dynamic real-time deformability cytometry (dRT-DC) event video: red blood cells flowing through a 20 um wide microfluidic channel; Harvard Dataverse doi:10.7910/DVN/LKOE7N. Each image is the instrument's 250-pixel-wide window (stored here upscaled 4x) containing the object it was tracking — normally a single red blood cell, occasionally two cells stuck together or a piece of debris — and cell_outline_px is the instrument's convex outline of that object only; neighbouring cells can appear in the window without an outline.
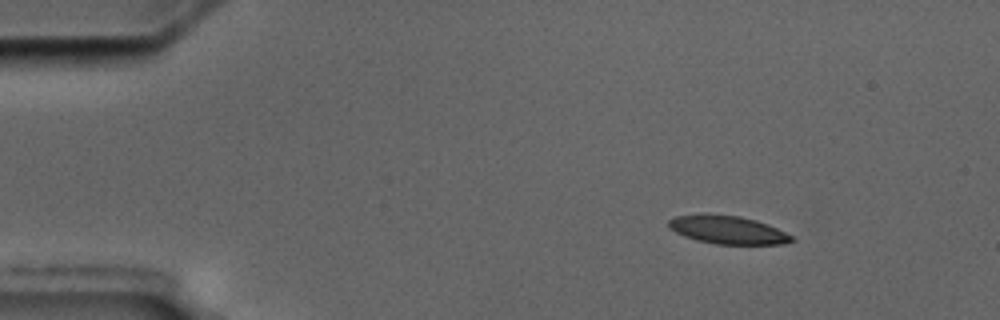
{"species": "common noctule bat (a hibernating species)", "species_latin": "Nyctalus noctula", "temperature_condition": "cold", "stored_images_in_passage": 9, "camera_frame_rate_fps": 3000, "um_per_image_px": 0.085, "animal": {"sex": "male", "body_mass_g": 17.5, "forearm_length_mm": 52.3}, "frame": {"image": 1, "passage_image": 2, "time_ms": 1.0, "image_size_px": [1000, 320], "cell_outline_px": [[796, 240], [784, 244], [716, 244], [696, 240], [684, 236], [668, 228], [668, 220], [676, 216], [740, 216], [756, 220], [768, 224], [792, 236]], "centroid_in_image_um": [61.9, 19.57], "position_along_channel_um": 23.1, "area_um2": 19.59}}
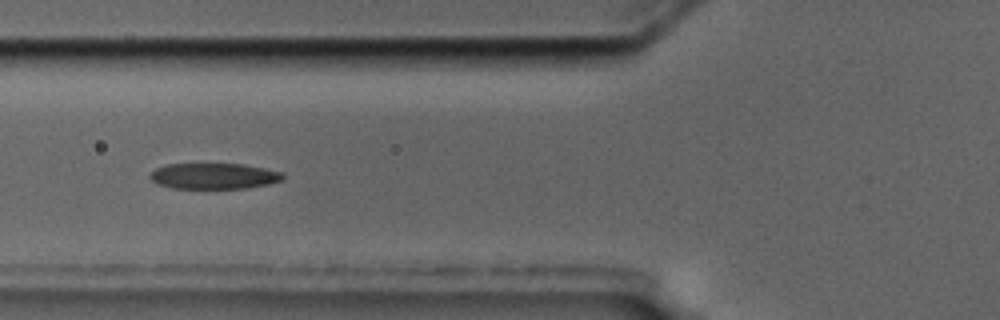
{"frame": {"image": 2, "passage_image": 6, "time_ms": 5.667, "image_size_px": [1000, 320], "cell_outline_px": [[284, 176], [280, 180], [268, 184], [248, 188], [172, 188], [156, 184], [148, 176], [156, 168], [168, 164], [244, 164], [284, 172]], "centroid_in_image_um": [18.17, 14.96], "position_along_channel_um": 107.6, "area_um2": 20.0}}
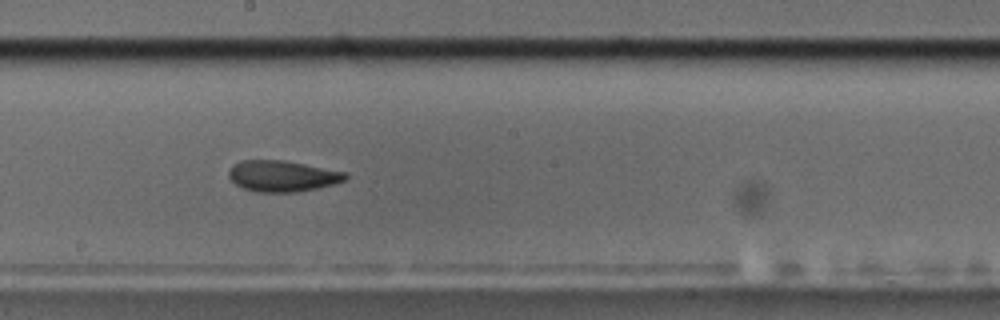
{"frame": {"image": 3, "passage_image": 9, "time_ms": 9.0, "image_size_px": [1000, 320], "cell_outline_px": [[348, 176], [344, 180], [332, 184], [316, 188], [296, 192], [256, 192], [244, 188], [236, 184], [228, 176], [228, 172], [232, 164], [240, 160], [284, 160], [348, 172]], "centroid_in_image_um": [23.98, 14.95], "position_along_channel_um": 224.2, "area_um2": 21.15}}